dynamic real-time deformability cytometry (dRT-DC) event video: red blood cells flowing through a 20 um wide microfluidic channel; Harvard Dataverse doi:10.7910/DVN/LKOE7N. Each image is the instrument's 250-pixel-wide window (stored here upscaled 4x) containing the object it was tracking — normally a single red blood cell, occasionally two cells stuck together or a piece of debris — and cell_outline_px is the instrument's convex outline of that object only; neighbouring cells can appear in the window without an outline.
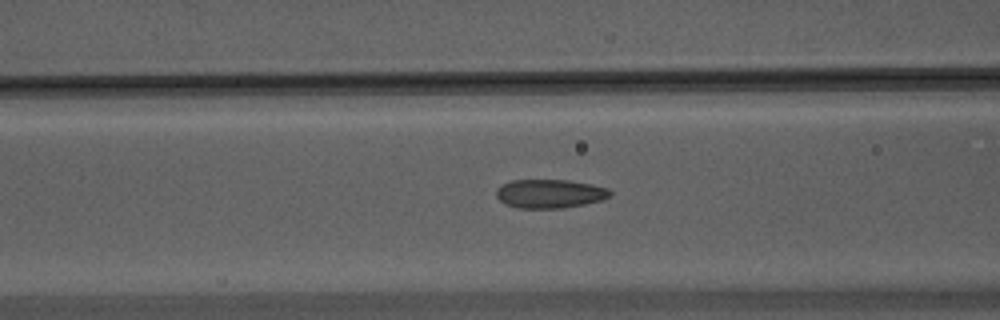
{"species": "Egyptian fruit bat (a non-hibernating species)", "species_latin": "Rousettus aegyptiacus", "temperature_condition": "warm", "stored_images_in_passage": 33, "camera_frame_rate_fps": 3000, "um_per_image_px": 0.085, "animal": {"sex": "male"}, "frame": {"image": 1, "passage_image": 10, "time_ms": 3.0, "image_size_px": [1000, 320], "cell_outline_px": [[612, 196], [604, 200], [584, 204], [560, 208], [516, 208], [504, 204], [496, 196], [496, 188], [512, 180], [568, 180], [592, 184], [608, 188], [612, 192]], "centroid_in_image_um": [46.75, 16.46], "position_along_channel_um": 119.8, "area_um2": 19.25}}
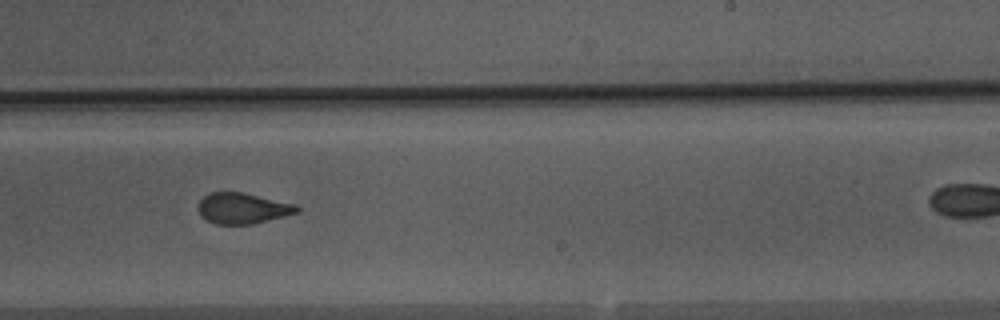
{"frame": {"image": 2, "passage_image": 22, "time_ms": 7.0, "image_size_px": [1000, 320], "cell_outline_px": [[300, 212], [252, 224], [216, 224], [200, 216], [200, 200], [208, 192], [244, 192], [296, 204], [300, 208]], "centroid_in_image_um": [20.66, 17.69], "position_along_channel_um": 268.3, "area_um2": 17.69}}
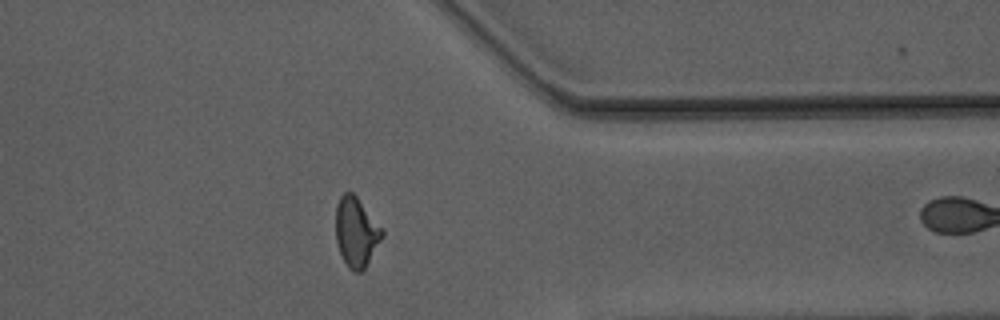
{"frame": {"image": 3, "passage_image": 32, "time_ms": 10.333, "image_size_px": [1000, 320], "cell_outline_px": [[384, 236], [364, 268], [360, 272], [352, 272], [348, 268], [340, 252], [336, 240], [336, 204], [340, 196], [344, 192], [352, 192], [356, 196], [384, 232]], "centroid_in_image_um": [30.26, 19.73], "position_along_channel_um": 381.1, "area_um2": 18.5}}